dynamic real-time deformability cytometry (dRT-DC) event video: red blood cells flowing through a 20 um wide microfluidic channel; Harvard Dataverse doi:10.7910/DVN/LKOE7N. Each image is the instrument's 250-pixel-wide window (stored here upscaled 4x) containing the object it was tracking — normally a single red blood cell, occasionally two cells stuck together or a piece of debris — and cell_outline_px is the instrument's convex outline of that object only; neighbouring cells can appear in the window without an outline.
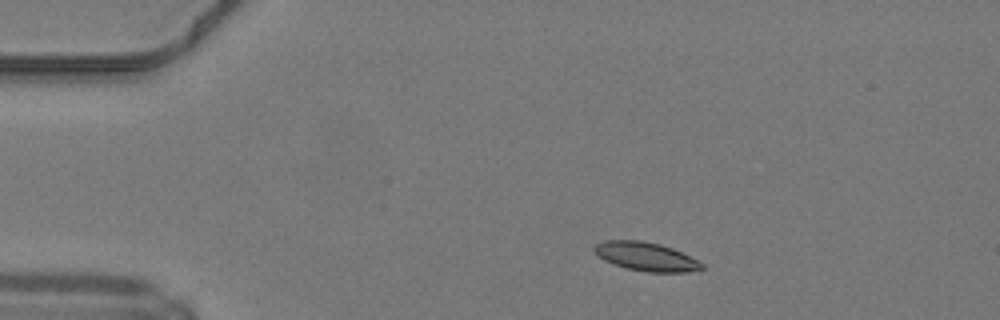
{"species": "common noctule bat (a hibernating species)", "species_latin": "Nyctalus noctula", "temperature_condition": "warm", "stored_images_in_passage": 41, "camera_frame_rate_fps": 3000, "um_per_image_px": 0.085, "animal": {"sex": "male", "body_mass_g": 19.2, "forearm_length_mm": 51.8}, "frame": {"image": 1, "passage_image": 1, "time_ms": 0.0, "image_size_px": [1000, 320], "cell_outline_px": [[704, 268], [688, 272], [648, 272], [628, 268], [604, 260], [592, 248], [596, 244], [604, 240], [640, 240], [660, 244], [672, 248], [704, 264]], "centroid_in_image_um": [54.91, 21.8], "position_along_channel_um": 30.1, "area_um2": 17.63}}
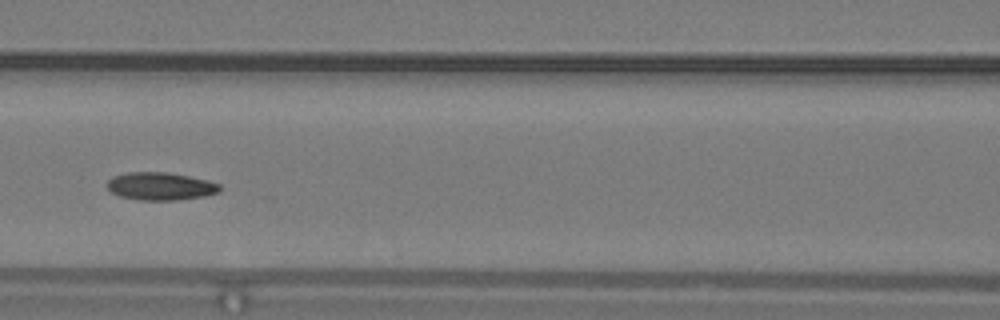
{"frame": {"image": 2, "passage_image": 14, "time_ms": 4.333, "image_size_px": [1000, 320], "cell_outline_px": [[220, 192], [204, 196], [176, 200], [140, 200], [120, 196], [112, 192], [104, 184], [112, 176], [128, 172], [164, 172], [188, 176], [208, 180], [220, 184]], "centroid_in_image_um": [13.62, 15.83], "position_along_channel_um": 153.0, "area_um2": 18.26}}
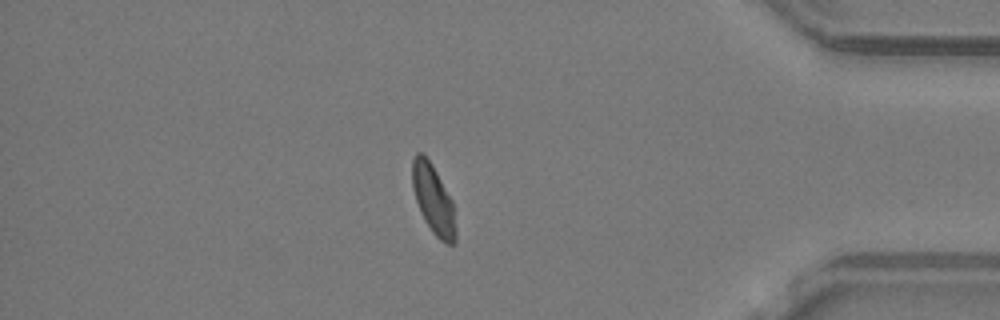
{"frame": {"image": 3, "passage_image": 34, "time_ms": 11.0, "image_size_px": [1000, 320], "cell_outline_px": [[456, 240], [452, 244], [448, 244], [440, 240], [432, 232], [424, 220], [416, 200], [412, 188], [412, 160], [416, 152], [420, 152], [432, 164], [452, 200], [456, 228]], "centroid_in_image_um": [36.83, 16.97], "position_along_channel_um": 398.4, "area_um2": 17.4}, "authors_computed_cell_mechanics": {"area_um2": 17.918, "velocity_mm_per_s": 4.211, "shape_relaxation_time_tau1_ms": 4.8886, "shape_relaxation_time_tau2_ms": 2.1195, "deformation_change_tau1": 0.1469, "deformation_change_tau2": 0.0788}}